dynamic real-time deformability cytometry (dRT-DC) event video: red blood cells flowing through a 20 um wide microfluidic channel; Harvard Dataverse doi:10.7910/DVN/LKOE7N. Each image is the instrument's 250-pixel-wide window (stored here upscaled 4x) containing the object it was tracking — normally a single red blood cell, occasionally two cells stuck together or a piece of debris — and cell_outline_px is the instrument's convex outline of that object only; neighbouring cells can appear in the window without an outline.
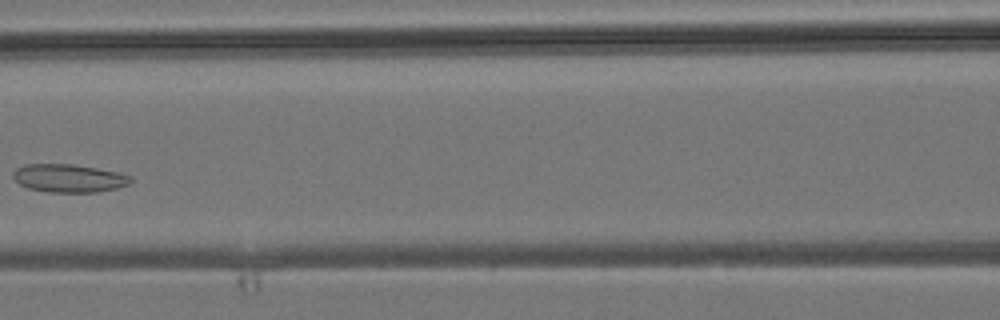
{"species": "common noctule bat (a hibernating species)", "species_latin": "Nyctalus noctula", "temperature_condition": "room temperature", "stored_images_in_passage": 6, "camera_frame_rate_fps": 3000, "um_per_image_px": 0.085, "animal": {"sex": "male", "body_mass_g": 19.2, "forearm_length_mm": 51.8}, "frame": {"image": 1, "passage_image": 5, "time_ms": 6.0, "image_size_px": [1000, 320], "cell_outline_px": [[132, 180], [128, 184], [116, 188], [96, 192], [48, 192], [28, 188], [20, 184], [12, 176], [12, 172], [16, 168], [24, 164], [72, 164], [96, 168], [116, 172], [132, 176]], "centroid_in_image_um": [5.82, 15.14], "position_along_channel_um": 160.8, "area_um2": 19.19}}
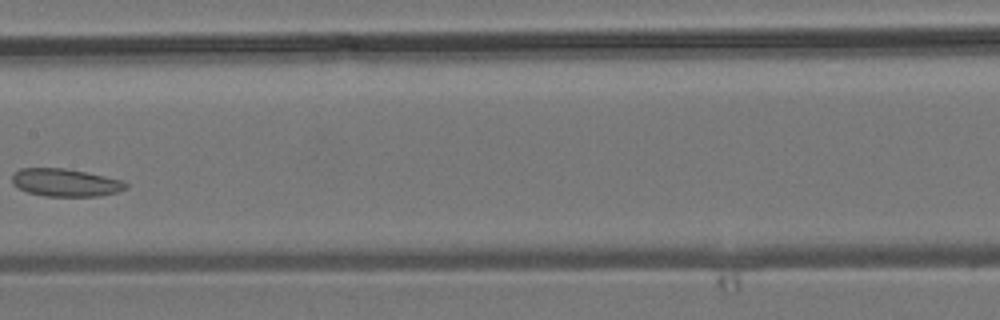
{"frame": {"image": 2, "passage_image": 6, "time_ms": 7.0, "image_size_px": [1000, 320], "cell_outline_px": [[128, 188], [116, 192], [100, 196], [44, 196], [28, 192], [12, 184], [12, 176], [20, 168], [64, 168], [124, 180], [128, 184]], "centroid_in_image_um": [5.58, 15.52], "position_along_channel_um": 201.8, "area_um2": 18.32}}